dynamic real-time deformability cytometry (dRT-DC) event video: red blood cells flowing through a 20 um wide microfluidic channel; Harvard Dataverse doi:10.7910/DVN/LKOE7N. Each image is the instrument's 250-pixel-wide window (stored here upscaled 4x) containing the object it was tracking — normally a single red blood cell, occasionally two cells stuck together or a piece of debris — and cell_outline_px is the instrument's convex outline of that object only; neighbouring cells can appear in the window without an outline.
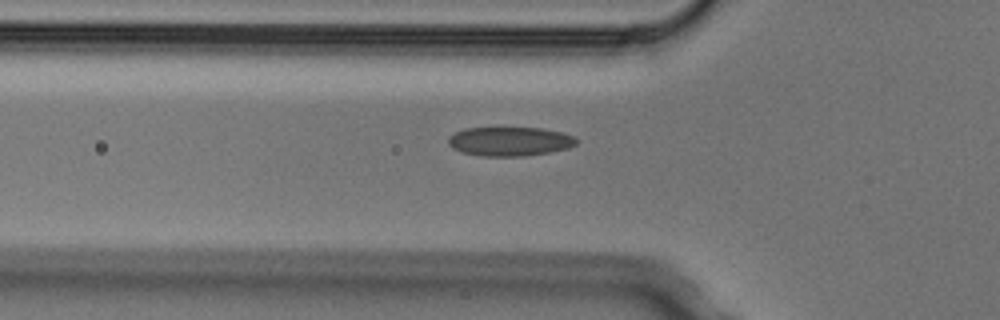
{"species": "Egyptian fruit bat (a non-hibernating species)", "species_latin": "Rousettus aegyptiacus", "temperature_condition": "cold", "stored_images_in_passage": 5, "camera_frame_rate_fps": 3000, "um_per_image_px": 0.085, "animal": {"sex": "male"}, "frame": {"image": 1, "passage_image": 5, "time_ms": 1.333, "image_size_px": [1000, 320], "cell_outline_px": [[576, 144], [568, 148], [548, 152], [524, 156], [484, 156], [460, 152], [452, 148], [448, 144], [448, 136], [464, 128], [540, 128], [560, 132], [572, 136], [576, 140]], "centroid_in_image_um": [43.27, 12.02], "position_along_channel_um": 82.5, "area_um2": 21.56}}